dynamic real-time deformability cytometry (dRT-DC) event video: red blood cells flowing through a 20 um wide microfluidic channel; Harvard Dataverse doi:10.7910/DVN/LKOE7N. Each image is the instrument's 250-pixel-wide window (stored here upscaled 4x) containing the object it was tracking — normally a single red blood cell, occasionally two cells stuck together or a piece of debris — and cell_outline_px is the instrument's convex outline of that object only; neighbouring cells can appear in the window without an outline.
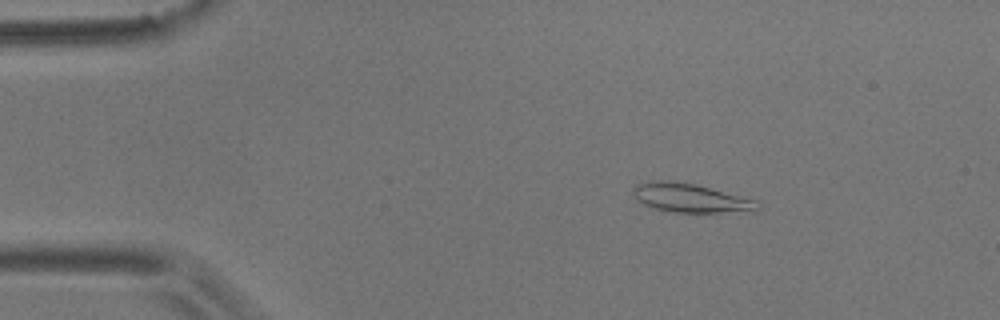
{"species": "common noctule bat (a hibernating species)", "species_latin": "Nyctalus noctula", "temperature_condition": "room temperature", "stored_images_in_passage": 2, "camera_frame_rate_fps": 3000, "um_per_image_px": 0.085, "animal": {"sex": "male", "body_mass_g": 17.9}, "frame": {"image": 1, "passage_image": 1, "time_ms": 0.0, "image_size_px": [1000, 320], "cell_outline_px": [[760, 208], [756, 212], [676, 212], [656, 208], [644, 204], [636, 200], [632, 192], [632, 188], [636, 184], [656, 180], [668, 180], [696, 184], [760, 200]], "centroid_in_image_um": [58.78, 16.82], "position_along_channel_um": 26.2, "area_um2": 21.27}}